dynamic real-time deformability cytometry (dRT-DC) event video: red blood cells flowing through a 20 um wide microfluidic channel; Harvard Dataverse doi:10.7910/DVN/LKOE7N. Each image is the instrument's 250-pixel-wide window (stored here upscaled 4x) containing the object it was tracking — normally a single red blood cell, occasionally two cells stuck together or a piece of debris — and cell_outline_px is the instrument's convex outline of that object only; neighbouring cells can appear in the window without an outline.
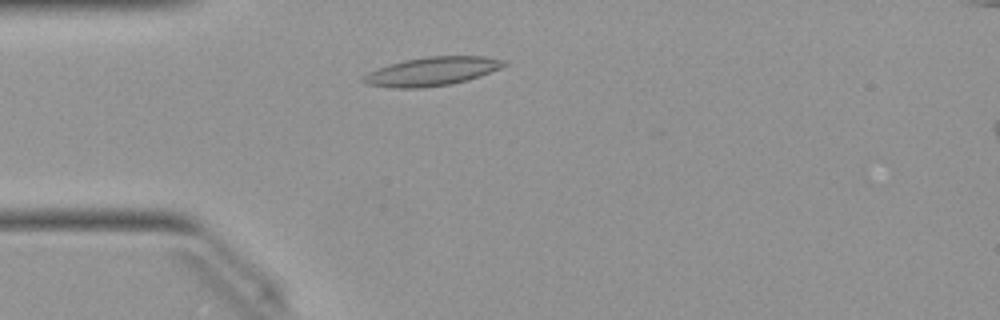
{"species": "Egyptian fruit bat (a non-hibernating species)", "species_latin": "Rousettus aegyptiacus", "temperature_condition": "warm", "stored_images_in_passage": 27, "camera_frame_rate_fps": 3000, "um_per_image_px": 0.085, "animal": {"sex": "female"}, "frame": {"image": 1, "passage_image": 7, "time_ms": 2.0, "image_size_px": [1000, 320], "cell_outline_px": [[508, 64], [500, 68], [480, 76], [468, 80], [448, 84], [420, 88], [392, 88], [368, 84], [360, 80], [368, 72], [376, 68], [388, 64], [404, 60], [428, 56], [484, 56], [504, 60]], "centroid_in_image_um": [36.69, 6.06], "position_along_channel_um": 48.3, "area_um2": 23.47}}
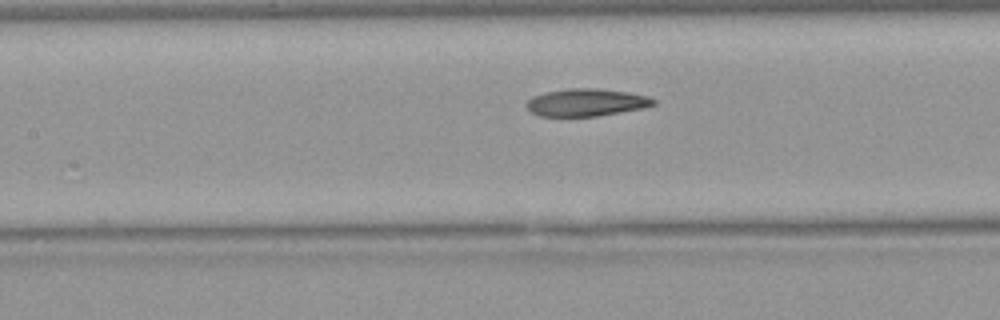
{"frame": {"image": 2, "passage_image": 16, "time_ms": 5.0, "image_size_px": [1000, 320], "cell_outline_px": [[656, 104], [644, 108], [596, 116], [540, 116], [532, 112], [524, 104], [532, 96], [544, 92], [568, 88], [596, 88], [628, 92], [648, 96], [656, 100]], "centroid_in_image_um": [49.83, 8.7], "position_along_channel_um": 157.6, "area_um2": 20.4}}
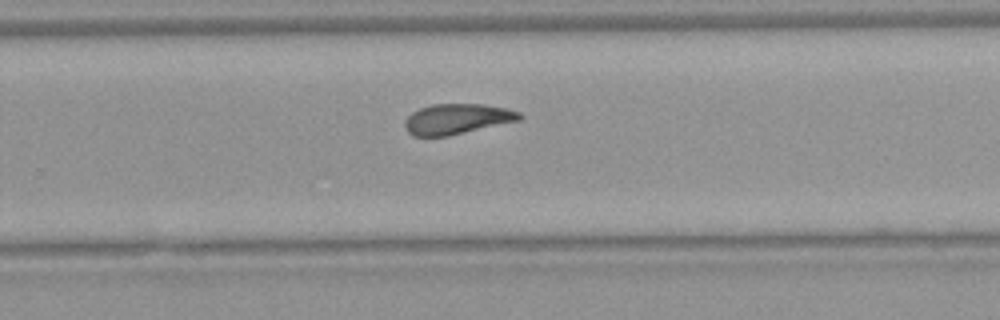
{"frame": {"image": 3, "passage_image": 26, "time_ms": 8.333, "image_size_px": [1000, 320], "cell_outline_px": [[524, 116], [520, 120], [448, 136], [412, 136], [404, 128], [404, 120], [412, 112], [420, 108], [432, 104], [484, 104], [508, 108], [520, 112]], "centroid_in_image_um": [38.85, 10.11], "position_along_channel_um": 291.0, "area_um2": 20.46}}